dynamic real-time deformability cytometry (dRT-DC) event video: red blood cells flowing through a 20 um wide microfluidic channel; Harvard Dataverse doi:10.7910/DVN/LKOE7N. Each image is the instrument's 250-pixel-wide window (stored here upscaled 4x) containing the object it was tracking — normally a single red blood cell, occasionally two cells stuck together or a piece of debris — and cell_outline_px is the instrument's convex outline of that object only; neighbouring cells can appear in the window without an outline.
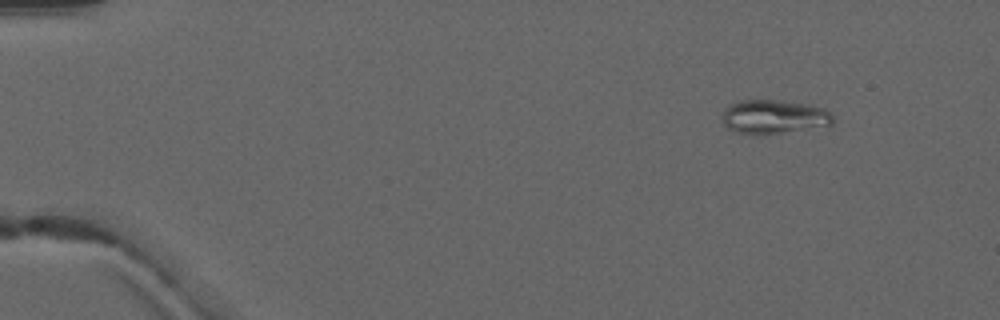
{"species": "common noctule bat (a hibernating species)", "species_latin": "Nyctalus noctula", "temperature_condition": "warm", "stored_images_in_passage": 6, "camera_frame_rate_fps": 3000, "um_per_image_px": 0.085, "animal": {"sex": "male", "forearm_length_mm": 52.5}, "frame": {"image": 1, "passage_image": 1, "time_ms": 0.0, "image_size_px": [1000, 320], "cell_outline_px": [[832, 124], [764, 136], [740, 132], [728, 128], [724, 124], [724, 108], [728, 104], [740, 100], [784, 100], [808, 104], [824, 108], [832, 116]], "centroid_in_image_um": [65.76, 9.92], "position_along_channel_um": 19.2, "area_um2": 21.91}}
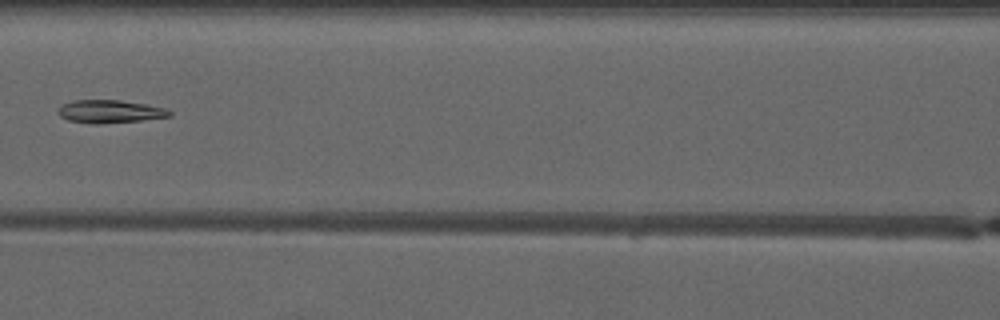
{"frame": {"image": 2, "passage_image": 6, "time_ms": 6.0, "image_size_px": [1000, 320], "cell_outline_px": [[172, 116], [140, 120], [96, 124], [92, 124], [68, 120], [60, 116], [56, 112], [56, 108], [60, 104], [72, 100], [120, 100], [168, 108], [172, 112]], "centroid_in_image_um": [9.29, 9.47], "position_along_channel_um": 157.3, "area_um2": 15.09}}